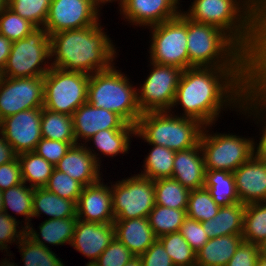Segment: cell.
<instances>
[{
    "mask_svg": "<svg viewBox=\"0 0 266 266\" xmlns=\"http://www.w3.org/2000/svg\"><path fill=\"white\" fill-rule=\"evenodd\" d=\"M254 84L255 67L188 68L182 72L172 107L181 103L184 117L211 126L224 104L238 105Z\"/></svg>",
    "mask_w": 266,
    "mask_h": 266,
    "instance_id": "6da1fadb",
    "label": "cell"
},
{
    "mask_svg": "<svg viewBox=\"0 0 266 266\" xmlns=\"http://www.w3.org/2000/svg\"><path fill=\"white\" fill-rule=\"evenodd\" d=\"M241 2L244 3L239 4L237 0H195L184 15L195 22L222 29L256 61L262 50L263 11L252 0Z\"/></svg>",
    "mask_w": 266,
    "mask_h": 266,
    "instance_id": "7a4b0ae2",
    "label": "cell"
},
{
    "mask_svg": "<svg viewBox=\"0 0 266 266\" xmlns=\"http://www.w3.org/2000/svg\"><path fill=\"white\" fill-rule=\"evenodd\" d=\"M99 25L51 34L50 52L55 61L50 66L89 75L109 69L116 51Z\"/></svg>",
    "mask_w": 266,
    "mask_h": 266,
    "instance_id": "3957f363",
    "label": "cell"
},
{
    "mask_svg": "<svg viewBox=\"0 0 266 266\" xmlns=\"http://www.w3.org/2000/svg\"><path fill=\"white\" fill-rule=\"evenodd\" d=\"M187 50L189 68L255 67V61L222 29L189 18Z\"/></svg>",
    "mask_w": 266,
    "mask_h": 266,
    "instance_id": "277c9868",
    "label": "cell"
},
{
    "mask_svg": "<svg viewBox=\"0 0 266 266\" xmlns=\"http://www.w3.org/2000/svg\"><path fill=\"white\" fill-rule=\"evenodd\" d=\"M169 111L144 112L137 121L136 136L149 144L167 147L173 151L193 148L199 143L204 125L184 116L173 117Z\"/></svg>",
    "mask_w": 266,
    "mask_h": 266,
    "instance_id": "5b68a950",
    "label": "cell"
},
{
    "mask_svg": "<svg viewBox=\"0 0 266 266\" xmlns=\"http://www.w3.org/2000/svg\"><path fill=\"white\" fill-rule=\"evenodd\" d=\"M128 80L113 65L105 71L91 74L87 102L94 107L115 112L128 124L136 125L143 113L138 105L137 89Z\"/></svg>",
    "mask_w": 266,
    "mask_h": 266,
    "instance_id": "8992f818",
    "label": "cell"
},
{
    "mask_svg": "<svg viewBox=\"0 0 266 266\" xmlns=\"http://www.w3.org/2000/svg\"><path fill=\"white\" fill-rule=\"evenodd\" d=\"M51 57L50 36L44 27H37L25 38L14 41L1 77H44L51 69L39 66Z\"/></svg>",
    "mask_w": 266,
    "mask_h": 266,
    "instance_id": "52a82bcc",
    "label": "cell"
},
{
    "mask_svg": "<svg viewBox=\"0 0 266 266\" xmlns=\"http://www.w3.org/2000/svg\"><path fill=\"white\" fill-rule=\"evenodd\" d=\"M89 74L51 67L44 76L43 107L72 116L87 102Z\"/></svg>",
    "mask_w": 266,
    "mask_h": 266,
    "instance_id": "ba28073f",
    "label": "cell"
},
{
    "mask_svg": "<svg viewBox=\"0 0 266 266\" xmlns=\"http://www.w3.org/2000/svg\"><path fill=\"white\" fill-rule=\"evenodd\" d=\"M202 129L199 143L203 154L205 170H226L234 172L255 153V144L249 138L230 134H205Z\"/></svg>",
    "mask_w": 266,
    "mask_h": 266,
    "instance_id": "9c48e42d",
    "label": "cell"
},
{
    "mask_svg": "<svg viewBox=\"0 0 266 266\" xmlns=\"http://www.w3.org/2000/svg\"><path fill=\"white\" fill-rule=\"evenodd\" d=\"M150 27L153 28L151 63L188 69L187 17L180 13L176 18Z\"/></svg>",
    "mask_w": 266,
    "mask_h": 266,
    "instance_id": "30bf717a",
    "label": "cell"
},
{
    "mask_svg": "<svg viewBox=\"0 0 266 266\" xmlns=\"http://www.w3.org/2000/svg\"><path fill=\"white\" fill-rule=\"evenodd\" d=\"M111 189L115 220L147 218L155 206L154 181L139 174L118 181Z\"/></svg>",
    "mask_w": 266,
    "mask_h": 266,
    "instance_id": "8fae6325",
    "label": "cell"
},
{
    "mask_svg": "<svg viewBox=\"0 0 266 266\" xmlns=\"http://www.w3.org/2000/svg\"><path fill=\"white\" fill-rule=\"evenodd\" d=\"M153 69L147 77L141 93L137 91L138 105L142 111H168L174 102L183 70L176 66L152 63ZM140 93V94H139Z\"/></svg>",
    "mask_w": 266,
    "mask_h": 266,
    "instance_id": "7c38bea8",
    "label": "cell"
},
{
    "mask_svg": "<svg viewBox=\"0 0 266 266\" xmlns=\"http://www.w3.org/2000/svg\"><path fill=\"white\" fill-rule=\"evenodd\" d=\"M44 77L0 76V122L18 112L43 108Z\"/></svg>",
    "mask_w": 266,
    "mask_h": 266,
    "instance_id": "4fadbf2b",
    "label": "cell"
},
{
    "mask_svg": "<svg viewBox=\"0 0 266 266\" xmlns=\"http://www.w3.org/2000/svg\"><path fill=\"white\" fill-rule=\"evenodd\" d=\"M97 7L96 0H51L44 28L50 36L95 25L99 20Z\"/></svg>",
    "mask_w": 266,
    "mask_h": 266,
    "instance_id": "5bb4252c",
    "label": "cell"
},
{
    "mask_svg": "<svg viewBox=\"0 0 266 266\" xmlns=\"http://www.w3.org/2000/svg\"><path fill=\"white\" fill-rule=\"evenodd\" d=\"M42 108L29 109L4 118L0 122V131L14 152L19 155L35 151L41 140Z\"/></svg>",
    "mask_w": 266,
    "mask_h": 266,
    "instance_id": "9a60e30c",
    "label": "cell"
},
{
    "mask_svg": "<svg viewBox=\"0 0 266 266\" xmlns=\"http://www.w3.org/2000/svg\"><path fill=\"white\" fill-rule=\"evenodd\" d=\"M76 143L79 137L88 141L94 134L105 129H136L121 116L88 102L81 105L72 115Z\"/></svg>",
    "mask_w": 266,
    "mask_h": 266,
    "instance_id": "2e32d148",
    "label": "cell"
},
{
    "mask_svg": "<svg viewBox=\"0 0 266 266\" xmlns=\"http://www.w3.org/2000/svg\"><path fill=\"white\" fill-rule=\"evenodd\" d=\"M115 238L113 223H97L78 220L71 246L92 259L87 266H92Z\"/></svg>",
    "mask_w": 266,
    "mask_h": 266,
    "instance_id": "e0dca14e",
    "label": "cell"
},
{
    "mask_svg": "<svg viewBox=\"0 0 266 266\" xmlns=\"http://www.w3.org/2000/svg\"><path fill=\"white\" fill-rule=\"evenodd\" d=\"M233 175L240 203L266 202V161L253 155Z\"/></svg>",
    "mask_w": 266,
    "mask_h": 266,
    "instance_id": "ac0fdd59",
    "label": "cell"
},
{
    "mask_svg": "<svg viewBox=\"0 0 266 266\" xmlns=\"http://www.w3.org/2000/svg\"><path fill=\"white\" fill-rule=\"evenodd\" d=\"M76 209L78 220L114 223L111 188L101 183V179L96 183L84 186Z\"/></svg>",
    "mask_w": 266,
    "mask_h": 266,
    "instance_id": "d6986e66",
    "label": "cell"
},
{
    "mask_svg": "<svg viewBox=\"0 0 266 266\" xmlns=\"http://www.w3.org/2000/svg\"><path fill=\"white\" fill-rule=\"evenodd\" d=\"M177 4L178 0H124L120 11L133 24L153 26L179 16Z\"/></svg>",
    "mask_w": 266,
    "mask_h": 266,
    "instance_id": "ffe728a7",
    "label": "cell"
},
{
    "mask_svg": "<svg viewBox=\"0 0 266 266\" xmlns=\"http://www.w3.org/2000/svg\"><path fill=\"white\" fill-rule=\"evenodd\" d=\"M98 159V160H97ZM99 158L80 143L74 144L55 165V168L79 181L84 186L96 183L100 180L98 162Z\"/></svg>",
    "mask_w": 266,
    "mask_h": 266,
    "instance_id": "44dd1931",
    "label": "cell"
},
{
    "mask_svg": "<svg viewBox=\"0 0 266 266\" xmlns=\"http://www.w3.org/2000/svg\"><path fill=\"white\" fill-rule=\"evenodd\" d=\"M199 150H202L200 143L175 154L172 178L190 190L204 188L206 170L203 154L199 156Z\"/></svg>",
    "mask_w": 266,
    "mask_h": 266,
    "instance_id": "7402d4cb",
    "label": "cell"
},
{
    "mask_svg": "<svg viewBox=\"0 0 266 266\" xmlns=\"http://www.w3.org/2000/svg\"><path fill=\"white\" fill-rule=\"evenodd\" d=\"M115 237L134 256L143 254L158 238L150 226L149 218L114 220Z\"/></svg>",
    "mask_w": 266,
    "mask_h": 266,
    "instance_id": "603a6c76",
    "label": "cell"
},
{
    "mask_svg": "<svg viewBox=\"0 0 266 266\" xmlns=\"http://www.w3.org/2000/svg\"><path fill=\"white\" fill-rule=\"evenodd\" d=\"M242 241V234L209 239L196 253V266H226Z\"/></svg>",
    "mask_w": 266,
    "mask_h": 266,
    "instance_id": "cb8c5ba5",
    "label": "cell"
},
{
    "mask_svg": "<svg viewBox=\"0 0 266 266\" xmlns=\"http://www.w3.org/2000/svg\"><path fill=\"white\" fill-rule=\"evenodd\" d=\"M245 204L240 202L220 207L217 214L201 222L209 239L225 235L243 234Z\"/></svg>",
    "mask_w": 266,
    "mask_h": 266,
    "instance_id": "d4e9b609",
    "label": "cell"
},
{
    "mask_svg": "<svg viewBox=\"0 0 266 266\" xmlns=\"http://www.w3.org/2000/svg\"><path fill=\"white\" fill-rule=\"evenodd\" d=\"M78 221L76 217H69L66 219H48L41 223L39 226L42 239L39 237V234L33 230L32 226L28 225L27 222L25 225V234L29 236L35 243L47 247L45 242L53 245H62L64 243L71 244L76 223ZM45 242H43V241Z\"/></svg>",
    "mask_w": 266,
    "mask_h": 266,
    "instance_id": "484cf974",
    "label": "cell"
},
{
    "mask_svg": "<svg viewBox=\"0 0 266 266\" xmlns=\"http://www.w3.org/2000/svg\"><path fill=\"white\" fill-rule=\"evenodd\" d=\"M45 213L50 219H66L77 216L76 203L61 198L45 187L34 188L32 217Z\"/></svg>",
    "mask_w": 266,
    "mask_h": 266,
    "instance_id": "4316f807",
    "label": "cell"
},
{
    "mask_svg": "<svg viewBox=\"0 0 266 266\" xmlns=\"http://www.w3.org/2000/svg\"><path fill=\"white\" fill-rule=\"evenodd\" d=\"M204 188L220 207L231 206L240 202L236 193L232 172L226 170H206Z\"/></svg>",
    "mask_w": 266,
    "mask_h": 266,
    "instance_id": "83f0119b",
    "label": "cell"
},
{
    "mask_svg": "<svg viewBox=\"0 0 266 266\" xmlns=\"http://www.w3.org/2000/svg\"><path fill=\"white\" fill-rule=\"evenodd\" d=\"M22 172L23 182H30L31 188L45 187L55 166L36 152H25L17 155Z\"/></svg>",
    "mask_w": 266,
    "mask_h": 266,
    "instance_id": "f1b7e54d",
    "label": "cell"
},
{
    "mask_svg": "<svg viewBox=\"0 0 266 266\" xmlns=\"http://www.w3.org/2000/svg\"><path fill=\"white\" fill-rule=\"evenodd\" d=\"M42 138L62 142H76L72 116L42 108Z\"/></svg>",
    "mask_w": 266,
    "mask_h": 266,
    "instance_id": "f546056e",
    "label": "cell"
},
{
    "mask_svg": "<svg viewBox=\"0 0 266 266\" xmlns=\"http://www.w3.org/2000/svg\"><path fill=\"white\" fill-rule=\"evenodd\" d=\"M155 204L178 210H186L190 189L173 178L154 180Z\"/></svg>",
    "mask_w": 266,
    "mask_h": 266,
    "instance_id": "4dcf8cb0",
    "label": "cell"
},
{
    "mask_svg": "<svg viewBox=\"0 0 266 266\" xmlns=\"http://www.w3.org/2000/svg\"><path fill=\"white\" fill-rule=\"evenodd\" d=\"M243 241L262 244L266 240V202L245 205Z\"/></svg>",
    "mask_w": 266,
    "mask_h": 266,
    "instance_id": "1f68e13d",
    "label": "cell"
},
{
    "mask_svg": "<svg viewBox=\"0 0 266 266\" xmlns=\"http://www.w3.org/2000/svg\"><path fill=\"white\" fill-rule=\"evenodd\" d=\"M150 145L154 147L145 159V172L139 175L153 181L161 178H172L176 151L160 145Z\"/></svg>",
    "mask_w": 266,
    "mask_h": 266,
    "instance_id": "d6a6232c",
    "label": "cell"
},
{
    "mask_svg": "<svg viewBox=\"0 0 266 266\" xmlns=\"http://www.w3.org/2000/svg\"><path fill=\"white\" fill-rule=\"evenodd\" d=\"M186 217V210H178L156 204L148 216L150 226L157 238L173 232H179Z\"/></svg>",
    "mask_w": 266,
    "mask_h": 266,
    "instance_id": "836d02e7",
    "label": "cell"
},
{
    "mask_svg": "<svg viewBox=\"0 0 266 266\" xmlns=\"http://www.w3.org/2000/svg\"><path fill=\"white\" fill-rule=\"evenodd\" d=\"M130 134H136V129H105L94 134L88 141H94L100 152L113 157L118 153H127Z\"/></svg>",
    "mask_w": 266,
    "mask_h": 266,
    "instance_id": "e575fe53",
    "label": "cell"
},
{
    "mask_svg": "<svg viewBox=\"0 0 266 266\" xmlns=\"http://www.w3.org/2000/svg\"><path fill=\"white\" fill-rule=\"evenodd\" d=\"M158 240L164 246L175 266H196V252L180 232L163 235Z\"/></svg>",
    "mask_w": 266,
    "mask_h": 266,
    "instance_id": "d590c367",
    "label": "cell"
},
{
    "mask_svg": "<svg viewBox=\"0 0 266 266\" xmlns=\"http://www.w3.org/2000/svg\"><path fill=\"white\" fill-rule=\"evenodd\" d=\"M25 182L2 191L3 211L7 213L8 207L16 214L24 215L27 219L32 217L34 188L26 187Z\"/></svg>",
    "mask_w": 266,
    "mask_h": 266,
    "instance_id": "8d00e7d4",
    "label": "cell"
},
{
    "mask_svg": "<svg viewBox=\"0 0 266 266\" xmlns=\"http://www.w3.org/2000/svg\"><path fill=\"white\" fill-rule=\"evenodd\" d=\"M219 209L220 206L216 204L207 189L201 188L190 191L186 209L187 217L205 222L213 218Z\"/></svg>",
    "mask_w": 266,
    "mask_h": 266,
    "instance_id": "74e56055",
    "label": "cell"
},
{
    "mask_svg": "<svg viewBox=\"0 0 266 266\" xmlns=\"http://www.w3.org/2000/svg\"><path fill=\"white\" fill-rule=\"evenodd\" d=\"M19 244L25 266H64L49 247L35 243L26 234Z\"/></svg>",
    "mask_w": 266,
    "mask_h": 266,
    "instance_id": "f35d334b",
    "label": "cell"
},
{
    "mask_svg": "<svg viewBox=\"0 0 266 266\" xmlns=\"http://www.w3.org/2000/svg\"><path fill=\"white\" fill-rule=\"evenodd\" d=\"M50 3L51 0H8L7 7L36 27H44Z\"/></svg>",
    "mask_w": 266,
    "mask_h": 266,
    "instance_id": "ab89813d",
    "label": "cell"
},
{
    "mask_svg": "<svg viewBox=\"0 0 266 266\" xmlns=\"http://www.w3.org/2000/svg\"><path fill=\"white\" fill-rule=\"evenodd\" d=\"M37 28L30 21L6 7L0 13V34L14 42L25 38L30 32Z\"/></svg>",
    "mask_w": 266,
    "mask_h": 266,
    "instance_id": "60d3db41",
    "label": "cell"
},
{
    "mask_svg": "<svg viewBox=\"0 0 266 266\" xmlns=\"http://www.w3.org/2000/svg\"><path fill=\"white\" fill-rule=\"evenodd\" d=\"M45 188L57 196L72 200L77 204L84 185L55 168Z\"/></svg>",
    "mask_w": 266,
    "mask_h": 266,
    "instance_id": "b9f144b4",
    "label": "cell"
},
{
    "mask_svg": "<svg viewBox=\"0 0 266 266\" xmlns=\"http://www.w3.org/2000/svg\"><path fill=\"white\" fill-rule=\"evenodd\" d=\"M241 102H242L241 103L242 105H240V103H239V108L240 107H241V109L244 108L243 111H245V113L249 110L254 109V110H252V112L253 111L257 112L255 114H256V117H258L257 114L260 115L259 113H262L263 109H265L264 112H266V92L262 88H260L256 83L244 94ZM244 103L246 104V106ZM259 106L262 107V108L260 107V111L258 109ZM250 108H252V109H250ZM256 150L257 151H256L255 155L258 158L266 161V125L264 126L263 135L260 138V142H259V145H258Z\"/></svg>",
    "mask_w": 266,
    "mask_h": 266,
    "instance_id": "7bdbcfd3",
    "label": "cell"
},
{
    "mask_svg": "<svg viewBox=\"0 0 266 266\" xmlns=\"http://www.w3.org/2000/svg\"><path fill=\"white\" fill-rule=\"evenodd\" d=\"M135 256L116 237L92 266H124Z\"/></svg>",
    "mask_w": 266,
    "mask_h": 266,
    "instance_id": "ee69618b",
    "label": "cell"
},
{
    "mask_svg": "<svg viewBox=\"0 0 266 266\" xmlns=\"http://www.w3.org/2000/svg\"><path fill=\"white\" fill-rule=\"evenodd\" d=\"M180 234L189 243V246L197 253L208 242L209 237L204 231L201 222L186 217L179 229Z\"/></svg>",
    "mask_w": 266,
    "mask_h": 266,
    "instance_id": "f6af8a7d",
    "label": "cell"
},
{
    "mask_svg": "<svg viewBox=\"0 0 266 266\" xmlns=\"http://www.w3.org/2000/svg\"><path fill=\"white\" fill-rule=\"evenodd\" d=\"M77 144L76 142H62L57 140H49L41 138L37 143L36 152L43 157L46 161L50 162L54 166L59 160L66 154L71 145Z\"/></svg>",
    "mask_w": 266,
    "mask_h": 266,
    "instance_id": "bcb514c9",
    "label": "cell"
},
{
    "mask_svg": "<svg viewBox=\"0 0 266 266\" xmlns=\"http://www.w3.org/2000/svg\"><path fill=\"white\" fill-rule=\"evenodd\" d=\"M260 255V245L242 241L226 266H256Z\"/></svg>",
    "mask_w": 266,
    "mask_h": 266,
    "instance_id": "7dc6e473",
    "label": "cell"
},
{
    "mask_svg": "<svg viewBox=\"0 0 266 266\" xmlns=\"http://www.w3.org/2000/svg\"><path fill=\"white\" fill-rule=\"evenodd\" d=\"M18 221L15 218L6 214L4 211L0 212V249H8V244L14 242L17 238L18 242L25 235V228L17 232ZM19 233V234H17Z\"/></svg>",
    "mask_w": 266,
    "mask_h": 266,
    "instance_id": "c3c4849f",
    "label": "cell"
},
{
    "mask_svg": "<svg viewBox=\"0 0 266 266\" xmlns=\"http://www.w3.org/2000/svg\"><path fill=\"white\" fill-rule=\"evenodd\" d=\"M139 257L142 266H175L158 239Z\"/></svg>",
    "mask_w": 266,
    "mask_h": 266,
    "instance_id": "681fc988",
    "label": "cell"
},
{
    "mask_svg": "<svg viewBox=\"0 0 266 266\" xmlns=\"http://www.w3.org/2000/svg\"><path fill=\"white\" fill-rule=\"evenodd\" d=\"M23 182L18 157L13 161L0 165V190L4 191Z\"/></svg>",
    "mask_w": 266,
    "mask_h": 266,
    "instance_id": "f907efd6",
    "label": "cell"
},
{
    "mask_svg": "<svg viewBox=\"0 0 266 266\" xmlns=\"http://www.w3.org/2000/svg\"><path fill=\"white\" fill-rule=\"evenodd\" d=\"M255 83L266 92V50L255 61Z\"/></svg>",
    "mask_w": 266,
    "mask_h": 266,
    "instance_id": "816d5d0a",
    "label": "cell"
},
{
    "mask_svg": "<svg viewBox=\"0 0 266 266\" xmlns=\"http://www.w3.org/2000/svg\"><path fill=\"white\" fill-rule=\"evenodd\" d=\"M0 165L13 161L17 154L14 152L11 144L4 139V135L0 131Z\"/></svg>",
    "mask_w": 266,
    "mask_h": 266,
    "instance_id": "f5cc1de1",
    "label": "cell"
},
{
    "mask_svg": "<svg viewBox=\"0 0 266 266\" xmlns=\"http://www.w3.org/2000/svg\"><path fill=\"white\" fill-rule=\"evenodd\" d=\"M12 43L7 37L0 34V73L6 66Z\"/></svg>",
    "mask_w": 266,
    "mask_h": 266,
    "instance_id": "db71d44e",
    "label": "cell"
},
{
    "mask_svg": "<svg viewBox=\"0 0 266 266\" xmlns=\"http://www.w3.org/2000/svg\"><path fill=\"white\" fill-rule=\"evenodd\" d=\"M262 13V50H266V6Z\"/></svg>",
    "mask_w": 266,
    "mask_h": 266,
    "instance_id": "11a10c76",
    "label": "cell"
},
{
    "mask_svg": "<svg viewBox=\"0 0 266 266\" xmlns=\"http://www.w3.org/2000/svg\"><path fill=\"white\" fill-rule=\"evenodd\" d=\"M124 266H142V261L139 256H135L128 261Z\"/></svg>",
    "mask_w": 266,
    "mask_h": 266,
    "instance_id": "9f6ffc18",
    "label": "cell"
},
{
    "mask_svg": "<svg viewBox=\"0 0 266 266\" xmlns=\"http://www.w3.org/2000/svg\"><path fill=\"white\" fill-rule=\"evenodd\" d=\"M256 266H266V257L261 254L256 262Z\"/></svg>",
    "mask_w": 266,
    "mask_h": 266,
    "instance_id": "6f0895ef",
    "label": "cell"
},
{
    "mask_svg": "<svg viewBox=\"0 0 266 266\" xmlns=\"http://www.w3.org/2000/svg\"><path fill=\"white\" fill-rule=\"evenodd\" d=\"M262 11L266 6V0H252Z\"/></svg>",
    "mask_w": 266,
    "mask_h": 266,
    "instance_id": "680465c9",
    "label": "cell"
},
{
    "mask_svg": "<svg viewBox=\"0 0 266 266\" xmlns=\"http://www.w3.org/2000/svg\"><path fill=\"white\" fill-rule=\"evenodd\" d=\"M260 252L263 256L266 257V240L260 244Z\"/></svg>",
    "mask_w": 266,
    "mask_h": 266,
    "instance_id": "91938a15",
    "label": "cell"
},
{
    "mask_svg": "<svg viewBox=\"0 0 266 266\" xmlns=\"http://www.w3.org/2000/svg\"><path fill=\"white\" fill-rule=\"evenodd\" d=\"M8 0H0V13L7 7Z\"/></svg>",
    "mask_w": 266,
    "mask_h": 266,
    "instance_id": "94428289",
    "label": "cell"
},
{
    "mask_svg": "<svg viewBox=\"0 0 266 266\" xmlns=\"http://www.w3.org/2000/svg\"><path fill=\"white\" fill-rule=\"evenodd\" d=\"M7 260H4L3 262H1L2 264L0 266H18V265H14V263H11Z\"/></svg>",
    "mask_w": 266,
    "mask_h": 266,
    "instance_id": "6125c7cd",
    "label": "cell"
},
{
    "mask_svg": "<svg viewBox=\"0 0 266 266\" xmlns=\"http://www.w3.org/2000/svg\"><path fill=\"white\" fill-rule=\"evenodd\" d=\"M3 211V196L2 191L0 190V212Z\"/></svg>",
    "mask_w": 266,
    "mask_h": 266,
    "instance_id": "be15d7a7",
    "label": "cell"
},
{
    "mask_svg": "<svg viewBox=\"0 0 266 266\" xmlns=\"http://www.w3.org/2000/svg\"><path fill=\"white\" fill-rule=\"evenodd\" d=\"M96 1H97V3L100 5L101 3L104 4V3L108 2V1H109V2H112L113 0H112V1H111V0H96ZM114 1H115V0H114ZM123 1H124V0H120V3H119V4H121Z\"/></svg>",
    "mask_w": 266,
    "mask_h": 266,
    "instance_id": "e7e4bbea",
    "label": "cell"
}]
</instances>
